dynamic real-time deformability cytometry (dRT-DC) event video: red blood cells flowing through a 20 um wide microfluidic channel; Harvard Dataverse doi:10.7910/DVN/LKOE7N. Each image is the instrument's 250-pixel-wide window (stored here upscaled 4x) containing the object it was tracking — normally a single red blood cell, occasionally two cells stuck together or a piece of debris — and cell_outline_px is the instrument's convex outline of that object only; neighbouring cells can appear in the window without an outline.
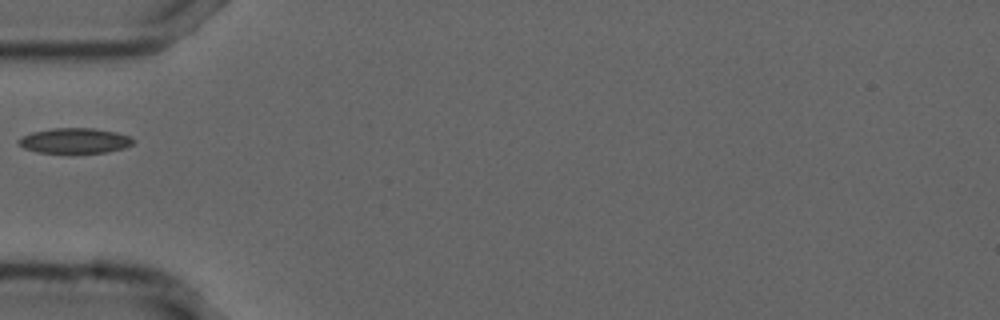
{"species": "common noctule bat (a hibernating species)", "species_latin": "Nyctalus noctula", "temperature_condition": "cold", "stored_images_in_passage": 38, "camera_frame_rate_fps": 3000, "um_per_image_px": 0.085, "animal": {"sex": "male", "forearm_length_mm": 52.5}, "frame": {"image": 1, "passage_image": 1, "time_ms": 0.0, "image_size_px": [1000, 320], "cell_outline_px": [[136, 140], [132, 144], [124, 148], [108, 152], [36, 152], [24, 148], [16, 144], [16, 140], [20, 136], [32, 132], [52, 128], [92, 128], [116, 132], [128, 136]], "centroid_in_image_um": [6.3, 11.95], "position_along_channel_um": 78.7, "area_um2": 16.88}}
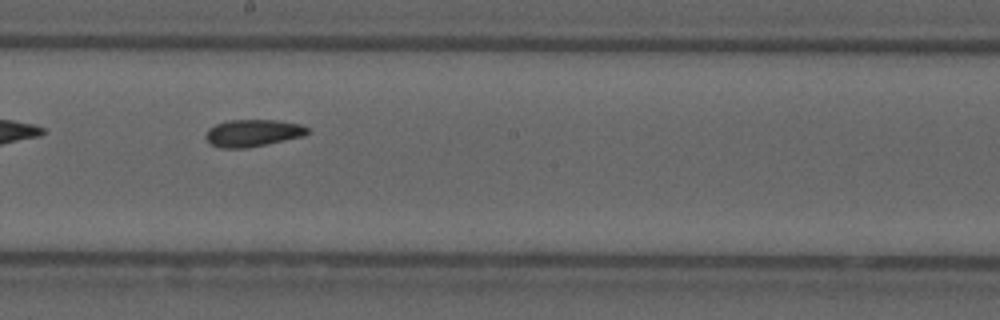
{"frame": {"image": 2, "passage_image": 13, "time_ms": 4.0, "image_size_px": [1000, 320], "cell_outline_px": [[308, 132], [304, 136], [248, 148], [220, 148], [212, 144], [204, 136], [208, 128], [216, 124], [228, 120], [276, 120], [300, 124], [308, 128]], "centroid_in_image_um": [21.47, 11.3], "position_along_channel_um": 226.7, "area_um2": 16.07}}
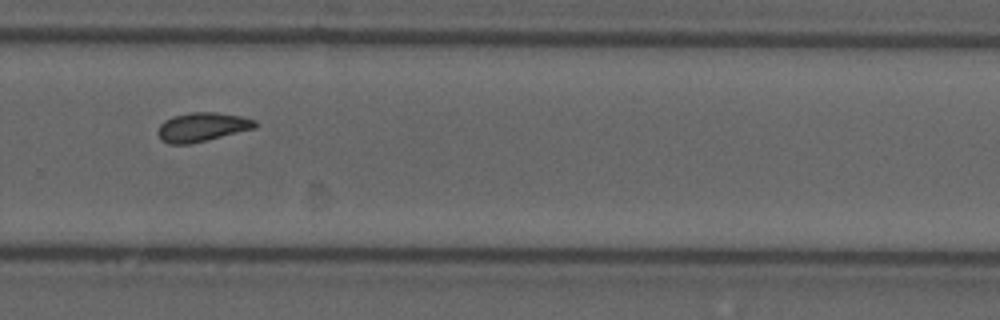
{"frame": {"image": 3, "passage_image": 20, "time_ms": 6.333, "image_size_px": [1000, 320], "cell_outline_px": [[256, 128], [188, 144], [168, 144], [160, 140], [156, 132], [160, 124], [164, 120], [172, 116], [188, 112], [216, 112], [240, 116], [256, 120]], "centroid_in_image_um": [17.12, 10.79], "position_along_channel_um": 312.7, "area_um2": 16.47}}